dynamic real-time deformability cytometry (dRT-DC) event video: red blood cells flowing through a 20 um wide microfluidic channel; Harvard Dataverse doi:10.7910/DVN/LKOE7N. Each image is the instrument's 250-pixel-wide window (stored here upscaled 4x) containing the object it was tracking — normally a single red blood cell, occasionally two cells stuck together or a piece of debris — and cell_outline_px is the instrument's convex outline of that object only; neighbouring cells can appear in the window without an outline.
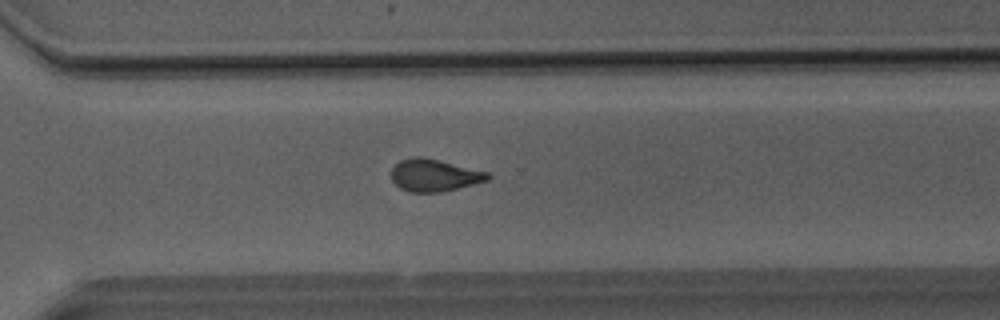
{"species": "Egyptian fruit bat (a non-hibernating species)", "species_latin": "Rousettus aegyptiacus", "temperature_condition": "room temperature", "stored_images_in_passage": 28, "camera_frame_rate_fps": 3000, "um_per_image_px": 0.085, "animal": {"sex": "male"}, "frame": {"image": 1, "passage_image": 20, "time_ms": 6.333, "image_size_px": [1000, 320], "cell_outline_px": [[492, 176], [488, 180], [440, 192], [408, 192], [400, 188], [392, 180], [392, 168], [400, 160], [412, 156], [420, 156], [488, 172]], "centroid_in_image_um": [36.88, 14.89], "position_along_channel_um": 333.7, "area_um2": 17.86}}
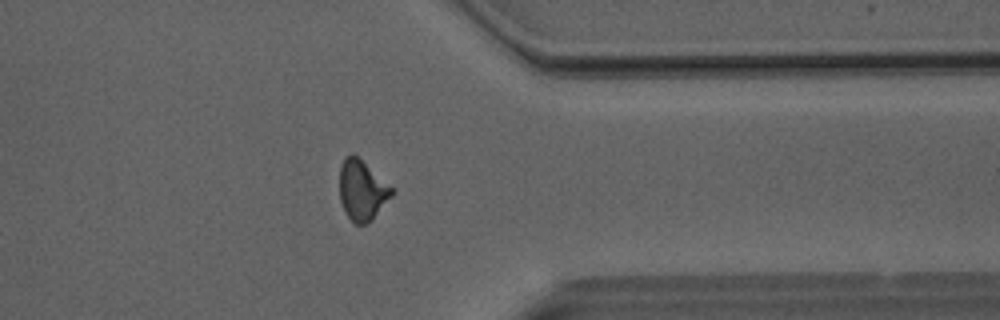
{"frame": {"image": 2, "passage_image": 24, "time_ms": 7.667, "image_size_px": [1000, 320], "cell_outline_px": [[396, 192], [368, 224], [356, 224], [348, 216], [340, 200], [340, 164], [344, 156], [352, 152], [396, 188]], "centroid_in_image_um": [30.82, 16.13], "position_along_channel_um": 380.6, "area_um2": 18.67}}